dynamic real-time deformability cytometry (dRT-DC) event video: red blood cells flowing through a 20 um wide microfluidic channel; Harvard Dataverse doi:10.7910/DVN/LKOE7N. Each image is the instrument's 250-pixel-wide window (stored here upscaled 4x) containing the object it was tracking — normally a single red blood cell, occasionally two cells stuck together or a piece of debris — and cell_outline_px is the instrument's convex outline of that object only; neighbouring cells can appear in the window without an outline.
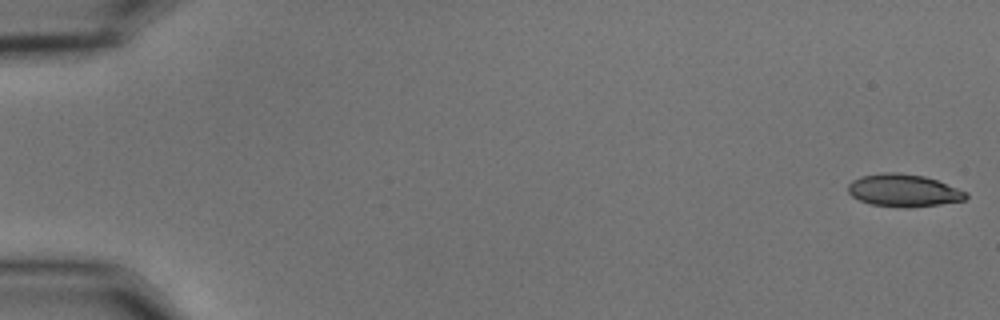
{"species": "common noctule bat (a hibernating species)", "species_latin": "Nyctalus noctula", "temperature_condition": "cold", "stored_images_in_passage": 8, "camera_frame_rate_fps": 3000, "um_per_image_px": 0.085, "animal": {"sex": "male", "body_mass_g": 15.6}, "frame": {"image": 1, "passage_image": 1, "time_ms": 0.0, "image_size_px": [1000, 320], "cell_outline_px": [[968, 196], [964, 200], [940, 204], [908, 208], [904, 208], [872, 204], [860, 200], [852, 196], [848, 192], [848, 184], [852, 180], [860, 176], [884, 172], [896, 172], [924, 176], [936, 180], [968, 192]], "centroid_in_image_um": [76.79, 16.18], "position_along_channel_um": 8.2, "area_um2": 22.31}}